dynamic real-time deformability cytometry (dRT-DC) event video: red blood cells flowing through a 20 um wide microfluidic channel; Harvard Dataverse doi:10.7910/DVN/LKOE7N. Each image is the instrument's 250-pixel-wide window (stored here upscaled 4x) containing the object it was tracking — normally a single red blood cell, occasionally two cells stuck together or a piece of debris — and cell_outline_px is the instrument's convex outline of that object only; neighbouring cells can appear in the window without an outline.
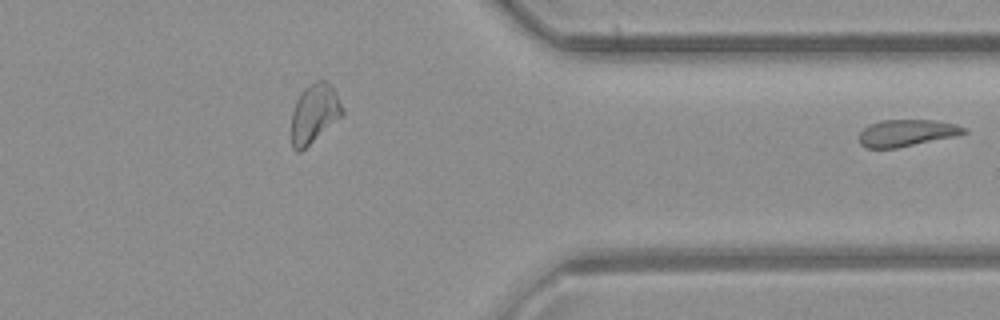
{"species": "common noctule bat (a hibernating species)", "species_latin": "Nyctalus noctula", "temperature_condition": "room temperature", "stored_images_in_passage": 24, "segment_of_instrument_passage": [2, 2], "camera_frame_rate_fps": 3000, "um_per_image_px": 0.085, "animal": {"sex": "female", "body_mass_g": 21.9}, "frame": {"image": 1, "passage_image": 24, "time_ms": 7.667, "image_size_px": [1000, 320], "cell_outline_px": [[968, 132], [956, 136], [896, 148], [868, 148], [860, 144], [860, 132], [868, 124], [884, 120], [936, 120], [956, 124], [968, 128]], "centroid_in_image_um": [77.11, 11.29], "position_along_channel_um": 334.3, "area_um2": 16.42}}